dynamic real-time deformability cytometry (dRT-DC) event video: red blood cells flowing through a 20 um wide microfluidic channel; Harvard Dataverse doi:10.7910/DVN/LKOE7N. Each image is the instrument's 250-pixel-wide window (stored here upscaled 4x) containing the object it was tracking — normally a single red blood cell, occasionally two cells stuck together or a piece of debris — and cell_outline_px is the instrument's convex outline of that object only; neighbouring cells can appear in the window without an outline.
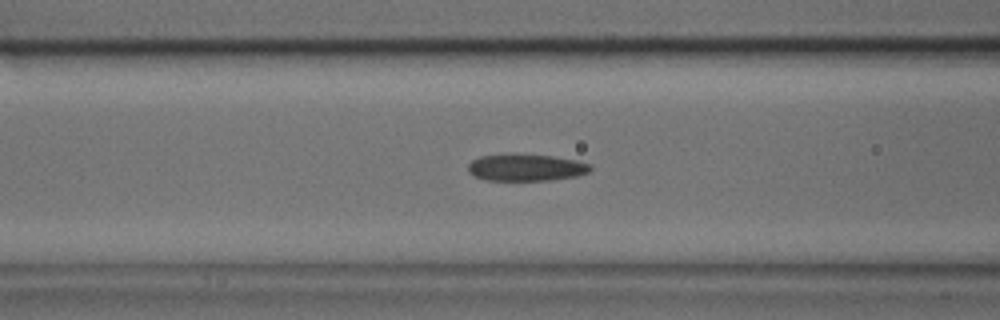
{"species": "common noctule bat (a hibernating species)", "species_latin": "Nyctalus noctula", "temperature_condition": "cold", "stored_images_in_passage": 26, "camera_frame_rate_fps": 3000, "um_per_image_px": 0.085, "animal": {"sex": "male", "body_mass_g": 17.9, "forearm_length_mm": 54.2}, "frame": {"image": 1, "passage_image": 6, "time_ms": 1.667, "image_size_px": [1000, 320], "cell_outline_px": [[592, 168], [588, 172], [576, 176], [552, 180], [484, 180], [468, 172], [468, 164], [472, 160], [480, 156], [512, 152], [516, 152], [552, 156], [576, 160], [592, 164]], "centroid_in_image_um": [44.69, 14.21], "position_along_channel_um": 121.9, "area_um2": 19.65}}
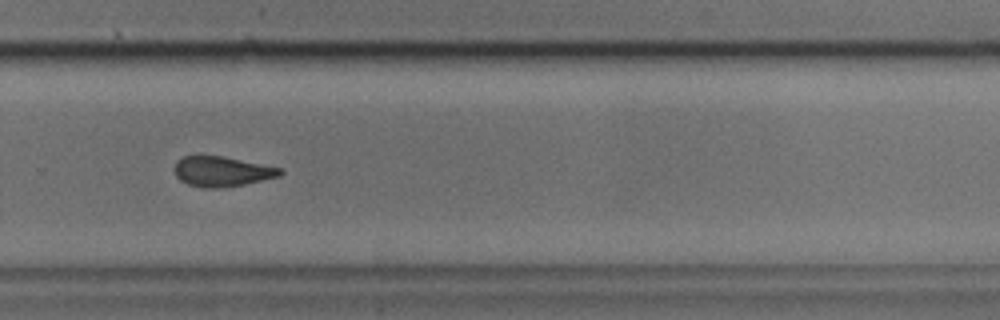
{"frame": {"image": 2, "passage_image": 18, "time_ms": 5.667, "image_size_px": [1000, 320], "cell_outline_px": [[284, 172], [280, 176], [244, 184], [224, 188], [204, 188], [188, 184], [180, 180], [176, 176], [176, 160], [184, 156], [224, 156], [280, 168]], "centroid_in_image_um": [18.87, 14.58], "position_along_channel_um": 310.9, "area_um2": 18.38}}
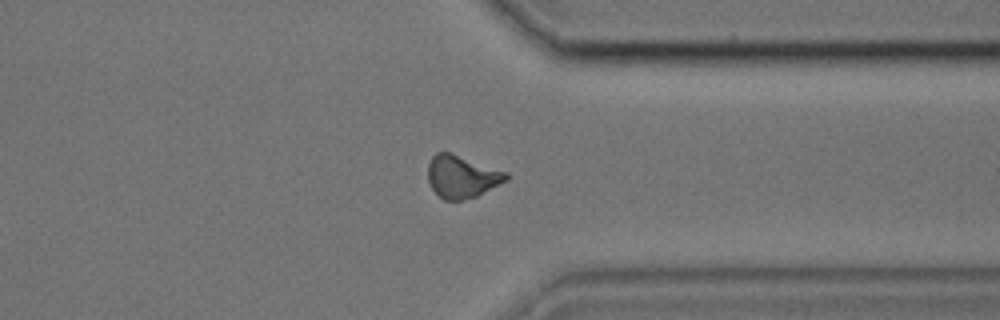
{"frame": {"image": 3, "passage_image": 22, "time_ms": 7.0, "image_size_px": [1000, 320], "cell_outline_px": [[508, 180], [476, 196], [460, 200], [444, 200], [432, 188], [428, 180], [428, 164], [432, 156], [436, 152], [452, 152], [508, 172]], "centroid_in_image_um": [39.26, 14.98], "position_along_channel_um": 372.1, "area_um2": 19.42}}